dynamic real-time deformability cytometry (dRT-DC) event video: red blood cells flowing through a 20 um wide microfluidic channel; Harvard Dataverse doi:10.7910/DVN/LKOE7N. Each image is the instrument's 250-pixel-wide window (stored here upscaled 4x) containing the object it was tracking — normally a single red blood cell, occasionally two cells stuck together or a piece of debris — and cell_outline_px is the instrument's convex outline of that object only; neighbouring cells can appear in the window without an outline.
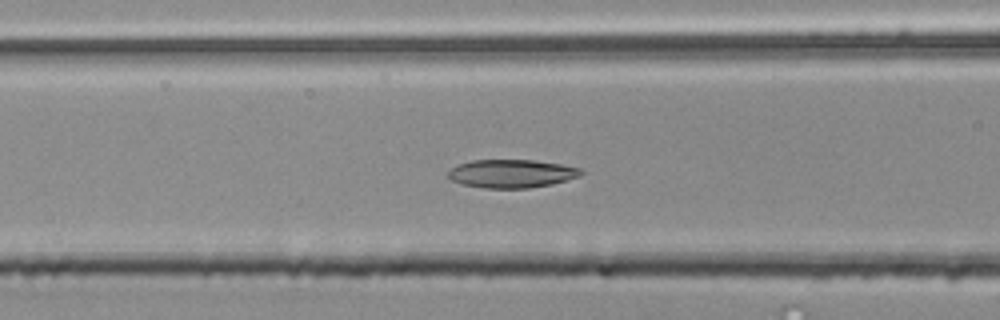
{"species": "common noctule bat (a hibernating species)", "species_latin": "Nyctalus noctula", "temperature_condition": "room temperature", "stored_images_in_passage": 42, "camera_frame_rate_fps": 3000, "um_per_image_px": 0.085, "animal": {"sex": "male", "body_mass_g": 20.4}, "frame": {"image": 1, "passage_image": 9, "time_ms": 2.667, "image_size_px": [1000, 320], "cell_outline_px": [[584, 172], [580, 176], [568, 180], [552, 184], [528, 188], [484, 188], [460, 184], [452, 180], [448, 176], [448, 172], [452, 168], [460, 164], [472, 160], [532, 160], [560, 164], [584, 168]], "centroid_in_image_um": [43.53, 14.76], "position_along_channel_um": 123.1, "area_um2": 21.96}}
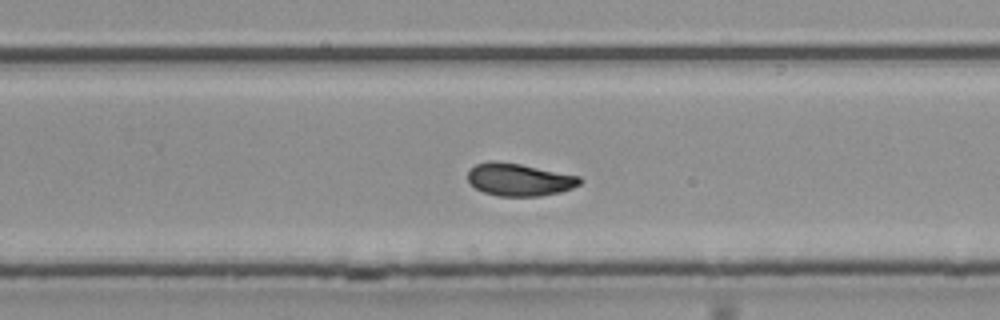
{"frame": {"image": 2, "passage_image": 22, "time_ms": 7.0, "image_size_px": [1000, 320], "cell_outline_px": [[584, 180], [580, 184], [572, 188], [560, 192], [540, 196], [500, 196], [484, 192], [476, 188], [468, 180], [468, 168], [476, 164], [488, 160], [496, 160], [520, 164], [580, 176]], "centroid_in_image_um": [44.13, 15.25], "position_along_channel_um": 285.7, "area_um2": 21.39}}
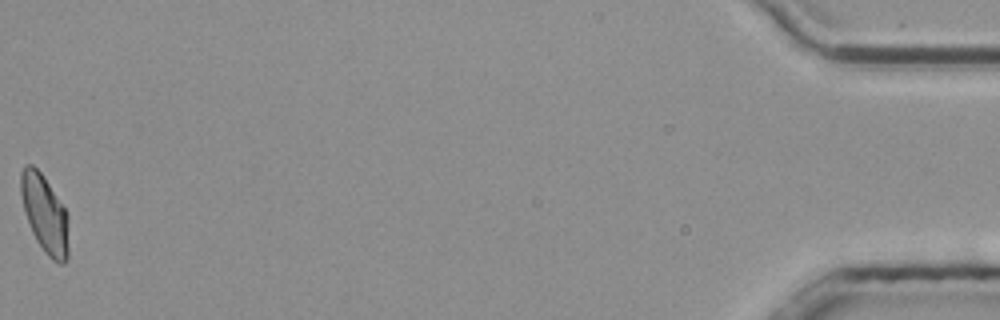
{"frame": {"image": 3, "passage_image": 42, "time_ms": 13.667, "image_size_px": [1000, 320], "cell_outline_px": [[68, 256], [64, 264], [60, 264], [52, 260], [44, 252], [36, 240], [32, 232], [24, 212], [20, 192], [20, 172], [24, 164], [32, 164], [44, 176], [64, 208], [68, 216]], "centroid_in_image_um": [3.79, 18.18], "position_along_channel_um": 431.4, "area_um2": 21.85}, "authors_computed_cell_mechanics": {"area_um2": 21.5305, "velocity_mm_per_s": 3.7628, "shape_relaxation_time_tau1_ms": 8.1349, "shape_relaxation_time_tau2_ms": 3.9861, "deformation_change_tau1": 0.1972, "deformation_change_tau2": 0.0837}}